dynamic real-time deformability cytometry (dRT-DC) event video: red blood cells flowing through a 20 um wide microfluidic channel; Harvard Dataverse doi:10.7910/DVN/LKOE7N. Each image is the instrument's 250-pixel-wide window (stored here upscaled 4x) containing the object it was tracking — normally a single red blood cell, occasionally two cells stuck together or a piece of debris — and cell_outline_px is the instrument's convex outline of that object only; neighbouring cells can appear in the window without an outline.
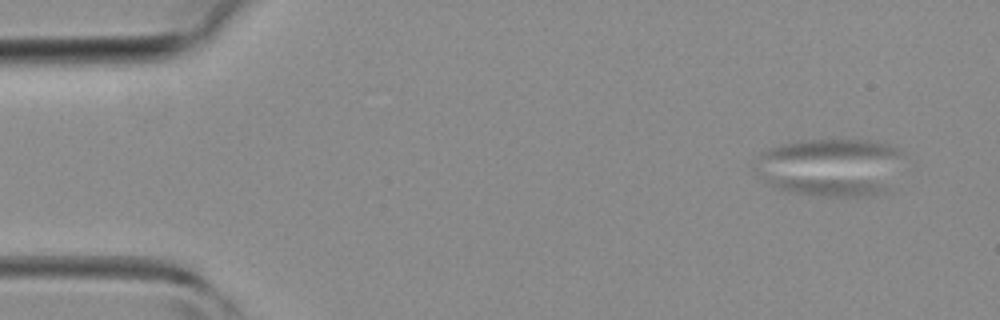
{"species": "common noctule bat (a hibernating species)", "species_latin": "Nyctalus noctula", "temperature_condition": "room temperature", "stored_images_in_passage": 12, "camera_frame_rate_fps": 3000, "um_per_image_px": 0.085, "animal": {"sex": "female", "body_mass_g": 19.3, "forearm_length_mm": 54.1}, "frame": {"image": 1, "passage_image": 3, "time_ms": 0.667, "image_size_px": [1000, 320], "cell_outline_px": [[892, 192], [872, 196], [832, 196], [788, 192], [776, 188], [764, 180], [756, 172], [760, 172], [852, 180], [872, 184], [884, 188]], "centroid_in_image_um": [69.84, 15.77], "position_along_channel_um": 15.2, "area_um2": 13.58}}